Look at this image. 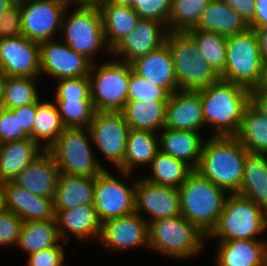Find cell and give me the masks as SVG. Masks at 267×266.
Here are the masks:
<instances>
[{"label":"cell","instance_id":"6","mask_svg":"<svg viewBox=\"0 0 267 266\" xmlns=\"http://www.w3.org/2000/svg\"><path fill=\"white\" fill-rule=\"evenodd\" d=\"M260 49L255 30L227 37L226 62L220 79L240 84L247 89L256 87L262 74Z\"/></svg>","mask_w":267,"mask_h":266},{"label":"cell","instance_id":"56","mask_svg":"<svg viewBox=\"0 0 267 266\" xmlns=\"http://www.w3.org/2000/svg\"><path fill=\"white\" fill-rule=\"evenodd\" d=\"M4 192H3V185L0 182V212L4 210Z\"/></svg>","mask_w":267,"mask_h":266},{"label":"cell","instance_id":"46","mask_svg":"<svg viewBox=\"0 0 267 266\" xmlns=\"http://www.w3.org/2000/svg\"><path fill=\"white\" fill-rule=\"evenodd\" d=\"M22 35V22L19 2L0 14V39Z\"/></svg>","mask_w":267,"mask_h":266},{"label":"cell","instance_id":"8","mask_svg":"<svg viewBox=\"0 0 267 266\" xmlns=\"http://www.w3.org/2000/svg\"><path fill=\"white\" fill-rule=\"evenodd\" d=\"M90 140L92 138L88 128L64 129L48 149L60 173L95 178L105 170L94 156L89 145Z\"/></svg>","mask_w":267,"mask_h":266},{"label":"cell","instance_id":"16","mask_svg":"<svg viewBox=\"0 0 267 266\" xmlns=\"http://www.w3.org/2000/svg\"><path fill=\"white\" fill-rule=\"evenodd\" d=\"M100 242L112 250L149 247V223L137 212L102 223Z\"/></svg>","mask_w":267,"mask_h":266},{"label":"cell","instance_id":"58","mask_svg":"<svg viewBox=\"0 0 267 266\" xmlns=\"http://www.w3.org/2000/svg\"><path fill=\"white\" fill-rule=\"evenodd\" d=\"M98 0H78V3H96Z\"/></svg>","mask_w":267,"mask_h":266},{"label":"cell","instance_id":"7","mask_svg":"<svg viewBox=\"0 0 267 266\" xmlns=\"http://www.w3.org/2000/svg\"><path fill=\"white\" fill-rule=\"evenodd\" d=\"M206 235L182 215L149 223V247L165 256L187 258L202 250Z\"/></svg>","mask_w":267,"mask_h":266},{"label":"cell","instance_id":"38","mask_svg":"<svg viewBox=\"0 0 267 266\" xmlns=\"http://www.w3.org/2000/svg\"><path fill=\"white\" fill-rule=\"evenodd\" d=\"M36 77H17L8 76L3 85V95L0 101V107L12 110L35 103L39 100L36 84Z\"/></svg>","mask_w":267,"mask_h":266},{"label":"cell","instance_id":"2","mask_svg":"<svg viewBox=\"0 0 267 266\" xmlns=\"http://www.w3.org/2000/svg\"><path fill=\"white\" fill-rule=\"evenodd\" d=\"M248 154L235 136H212L204 142L195 170L226 192L238 193Z\"/></svg>","mask_w":267,"mask_h":266},{"label":"cell","instance_id":"32","mask_svg":"<svg viewBox=\"0 0 267 266\" xmlns=\"http://www.w3.org/2000/svg\"><path fill=\"white\" fill-rule=\"evenodd\" d=\"M166 103L152 100H127L121 112L130 129L157 132L165 124Z\"/></svg>","mask_w":267,"mask_h":266},{"label":"cell","instance_id":"43","mask_svg":"<svg viewBox=\"0 0 267 266\" xmlns=\"http://www.w3.org/2000/svg\"><path fill=\"white\" fill-rule=\"evenodd\" d=\"M172 0H134L131 4L141 19H154L168 29Z\"/></svg>","mask_w":267,"mask_h":266},{"label":"cell","instance_id":"4","mask_svg":"<svg viewBox=\"0 0 267 266\" xmlns=\"http://www.w3.org/2000/svg\"><path fill=\"white\" fill-rule=\"evenodd\" d=\"M266 229L267 212L263 208L245 196L229 193L215 227L206 237H219V241L258 239Z\"/></svg>","mask_w":267,"mask_h":266},{"label":"cell","instance_id":"25","mask_svg":"<svg viewBox=\"0 0 267 266\" xmlns=\"http://www.w3.org/2000/svg\"><path fill=\"white\" fill-rule=\"evenodd\" d=\"M162 129L161 134L158 135L160 151L184 161L195 170L199 164L204 144L199 132L170 128Z\"/></svg>","mask_w":267,"mask_h":266},{"label":"cell","instance_id":"1","mask_svg":"<svg viewBox=\"0 0 267 266\" xmlns=\"http://www.w3.org/2000/svg\"><path fill=\"white\" fill-rule=\"evenodd\" d=\"M196 91L200 94L204 123L215 127L211 136H236L250 103V90L219 79Z\"/></svg>","mask_w":267,"mask_h":266},{"label":"cell","instance_id":"50","mask_svg":"<svg viewBox=\"0 0 267 266\" xmlns=\"http://www.w3.org/2000/svg\"><path fill=\"white\" fill-rule=\"evenodd\" d=\"M256 8L253 19L248 23L249 28L267 27V0H255Z\"/></svg>","mask_w":267,"mask_h":266},{"label":"cell","instance_id":"52","mask_svg":"<svg viewBox=\"0 0 267 266\" xmlns=\"http://www.w3.org/2000/svg\"><path fill=\"white\" fill-rule=\"evenodd\" d=\"M252 29L255 30L257 36L261 58L263 61H267V27Z\"/></svg>","mask_w":267,"mask_h":266},{"label":"cell","instance_id":"5","mask_svg":"<svg viewBox=\"0 0 267 266\" xmlns=\"http://www.w3.org/2000/svg\"><path fill=\"white\" fill-rule=\"evenodd\" d=\"M166 43L171 51L179 90L196 91L220 79L187 32H168Z\"/></svg>","mask_w":267,"mask_h":266},{"label":"cell","instance_id":"37","mask_svg":"<svg viewBox=\"0 0 267 266\" xmlns=\"http://www.w3.org/2000/svg\"><path fill=\"white\" fill-rule=\"evenodd\" d=\"M186 32L197 43L199 53L211 68L220 75L226 62L227 37L197 28H191Z\"/></svg>","mask_w":267,"mask_h":266},{"label":"cell","instance_id":"59","mask_svg":"<svg viewBox=\"0 0 267 266\" xmlns=\"http://www.w3.org/2000/svg\"><path fill=\"white\" fill-rule=\"evenodd\" d=\"M65 1H67L69 4H72V3L77 4L78 3V0H65Z\"/></svg>","mask_w":267,"mask_h":266},{"label":"cell","instance_id":"40","mask_svg":"<svg viewBox=\"0 0 267 266\" xmlns=\"http://www.w3.org/2000/svg\"><path fill=\"white\" fill-rule=\"evenodd\" d=\"M58 113L65 128H88L93 120L95 109L92 101H55Z\"/></svg>","mask_w":267,"mask_h":266},{"label":"cell","instance_id":"3","mask_svg":"<svg viewBox=\"0 0 267 266\" xmlns=\"http://www.w3.org/2000/svg\"><path fill=\"white\" fill-rule=\"evenodd\" d=\"M181 215L206 236L222 213L226 191L193 170L178 188Z\"/></svg>","mask_w":267,"mask_h":266},{"label":"cell","instance_id":"29","mask_svg":"<svg viewBox=\"0 0 267 266\" xmlns=\"http://www.w3.org/2000/svg\"><path fill=\"white\" fill-rule=\"evenodd\" d=\"M193 28L218 33L225 37L246 31L247 21L222 0H211Z\"/></svg>","mask_w":267,"mask_h":266},{"label":"cell","instance_id":"49","mask_svg":"<svg viewBox=\"0 0 267 266\" xmlns=\"http://www.w3.org/2000/svg\"><path fill=\"white\" fill-rule=\"evenodd\" d=\"M240 14L248 23L253 19L256 8L255 0H222Z\"/></svg>","mask_w":267,"mask_h":266},{"label":"cell","instance_id":"17","mask_svg":"<svg viewBox=\"0 0 267 266\" xmlns=\"http://www.w3.org/2000/svg\"><path fill=\"white\" fill-rule=\"evenodd\" d=\"M151 214L148 223L181 215L178 188L151 183L145 178L135 182V212Z\"/></svg>","mask_w":267,"mask_h":266},{"label":"cell","instance_id":"44","mask_svg":"<svg viewBox=\"0 0 267 266\" xmlns=\"http://www.w3.org/2000/svg\"><path fill=\"white\" fill-rule=\"evenodd\" d=\"M23 220L8 210L0 212V246L17 245Z\"/></svg>","mask_w":267,"mask_h":266},{"label":"cell","instance_id":"20","mask_svg":"<svg viewBox=\"0 0 267 266\" xmlns=\"http://www.w3.org/2000/svg\"><path fill=\"white\" fill-rule=\"evenodd\" d=\"M204 125L200 94L197 91L178 90L170 94L163 128L198 132Z\"/></svg>","mask_w":267,"mask_h":266},{"label":"cell","instance_id":"33","mask_svg":"<svg viewBox=\"0 0 267 266\" xmlns=\"http://www.w3.org/2000/svg\"><path fill=\"white\" fill-rule=\"evenodd\" d=\"M235 137L249 153L267 154V116L249 103Z\"/></svg>","mask_w":267,"mask_h":266},{"label":"cell","instance_id":"45","mask_svg":"<svg viewBox=\"0 0 267 266\" xmlns=\"http://www.w3.org/2000/svg\"><path fill=\"white\" fill-rule=\"evenodd\" d=\"M25 138L29 136L19 127L18 115L13 110L0 107V144Z\"/></svg>","mask_w":267,"mask_h":266},{"label":"cell","instance_id":"34","mask_svg":"<svg viewBox=\"0 0 267 266\" xmlns=\"http://www.w3.org/2000/svg\"><path fill=\"white\" fill-rule=\"evenodd\" d=\"M61 242L56 220L23 222L18 247L31 255Z\"/></svg>","mask_w":267,"mask_h":266},{"label":"cell","instance_id":"53","mask_svg":"<svg viewBox=\"0 0 267 266\" xmlns=\"http://www.w3.org/2000/svg\"><path fill=\"white\" fill-rule=\"evenodd\" d=\"M252 89H267V61H263L260 81L258 85Z\"/></svg>","mask_w":267,"mask_h":266},{"label":"cell","instance_id":"22","mask_svg":"<svg viewBox=\"0 0 267 266\" xmlns=\"http://www.w3.org/2000/svg\"><path fill=\"white\" fill-rule=\"evenodd\" d=\"M131 66L140 77L165 88L170 94L179 90L171 51L166 42L157 50L134 60Z\"/></svg>","mask_w":267,"mask_h":266},{"label":"cell","instance_id":"28","mask_svg":"<svg viewBox=\"0 0 267 266\" xmlns=\"http://www.w3.org/2000/svg\"><path fill=\"white\" fill-rule=\"evenodd\" d=\"M95 178L59 173L53 197L55 210H67L81 205H93Z\"/></svg>","mask_w":267,"mask_h":266},{"label":"cell","instance_id":"55","mask_svg":"<svg viewBox=\"0 0 267 266\" xmlns=\"http://www.w3.org/2000/svg\"><path fill=\"white\" fill-rule=\"evenodd\" d=\"M5 78H6V75L0 69V101L3 95V85H4Z\"/></svg>","mask_w":267,"mask_h":266},{"label":"cell","instance_id":"23","mask_svg":"<svg viewBox=\"0 0 267 266\" xmlns=\"http://www.w3.org/2000/svg\"><path fill=\"white\" fill-rule=\"evenodd\" d=\"M55 220L61 240L65 244L70 239L66 234L72 233L77 239L100 238L102 222L94 205H81L67 210H55Z\"/></svg>","mask_w":267,"mask_h":266},{"label":"cell","instance_id":"54","mask_svg":"<svg viewBox=\"0 0 267 266\" xmlns=\"http://www.w3.org/2000/svg\"><path fill=\"white\" fill-rule=\"evenodd\" d=\"M15 2V0H0V14L10 8Z\"/></svg>","mask_w":267,"mask_h":266},{"label":"cell","instance_id":"26","mask_svg":"<svg viewBox=\"0 0 267 266\" xmlns=\"http://www.w3.org/2000/svg\"><path fill=\"white\" fill-rule=\"evenodd\" d=\"M218 266H262L267 261V243L260 239L220 241Z\"/></svg>","mask_w":267,"mask_h":266},{"label":"cell","instance_id":"36","mask_svg":"<svg viewBox=\"0 0 267 266\" xmlns=\"http://www.w3.org/2000/svg\"><path fill=\"white\" fill-rule=\"evenodd\" d=\"M65 127L61 121L57 107L53 101L38 100V108L33 124V141L48 150L58 139Z\"/></svg>","mask_w":267,"mask_h":266},{"label":"cell","instance_id":"42","mask_svg":"<svg viewBox=\"0 0 267 266\" xmlns=\"http://www.w3.org/2000/svg\"><path fill=\"white\" fill-rule=\"evenodd\" d=\"M55 96V101H92L89 76L60 79Z\"/></svg>","mask_w":267,"mask_h":266},{"label":"cell","instance_id":"19","mask_svg":"<svg viewBox=\"0 0 267 266\" xmlns=\"http://www.w3.org/2000/svg\"><path fill=\"white\" fill-rule=\"evenodd\" d=\"M4 208L21 218L24 222L55 219L53 198L33 195L13 181L2 182Z\"/></svg>","mask_w":267,"mask_h":266},{"label":"cell","instance_id":"39","mask_svg":"<svg viewBox=\"0 0 267 266\" xmlns=\"http://www.w3.org/2000/svg\"><path fill=\"white\" fill-rule=\"evenodd\" d=\"M211 0H172L169 32H186L195 27Z\"/></svg>","mask_w":267,"mask_h":266},{"label":"cell","instance_id":"13","mask_svg":"<svg viewBox=\"0 0 267 266\" xmlns=\"http://www.w3.org/2000/svg\"><path fill=\"white\" fill-rule=\"evenodd\" d=\"M93 205L102 223L134 213L135 185L132 188L125 185L124 181L112 176V173L105 169L95 177Z\"/></svg>","mask_w":267,"mask_h":266},{"label":"cell","instance_id":"12","mask_svg":"<svg viewBox=\"0 0 267 266\" xmlns=\"http://www.w3.org/2000/svg\"><path fill=\"white\" fill-rule=\"evenodd\" d=\"M88 129L93 144L119 169L125 158L130 130L124 114L121 111H96Z\"/></svg>","mask_w":267,"mask_h":266},{"label":"cell","instance_id":"9","mask_svg":"<svg viewBox=\"0 0 267 266\" xmlns=\"http://www.w3.org/2000/svg\"><path fill=\"white\" fill-rule=\"evenodd\" d=\"M76 6L68 18L65 15L68 9H65L61 32L65 44L92 62L97 51L108 49L101 11L96 3H77Z\"/></svg>","mask_w":267,"mask_h":266},{"label":"cell","instance_id":"15","mask_svg":"<svg viewBox=\"0 0 267 266\" xmlns=\"http://www.w3.org/2000/svg\"><path fill=\"white\" fill-rule=\"evenodd\" d=\"M0 69L8 76H40V43L21 35L0 39Z\"/></svg>","mask_w":267,"mask_h":266},{"label":"cell","instance_id":"31","mask_svg":"<svg viewBox=\"0 0 267 266\" xmlns=\"http://www.w3.org/2000/svg\"><path fill=\"white\" fill-rule=\"evenodd\" d=\"M238 194L267 212V154L247 155Z\"/></svg>","mask_w":267,"mask_h":266},{"label":"cell","instance_id":"27","mask_svg":"<svg viewBox=\"0 0 267 266\" xmlns=\"http://www.w3.org/2000/svg\"><path fill=\"white\" fill-rule=\"evenodd\" d=\"M44 149L30 137L0 144V182L13 181Z\"/></svg>","mask_w":267,"mask_h":266},{"label":"cell","instance_id":"57","mask_svg":"<svg viewBox=\"0 0 267 266\" xmlns=\"http://www.w3.org/2000/svg\"><path fill=\"white\" fill-rule=\"evenodd\" d=\"M117 4H123V5H131L134 0H109Z\"/></svg>","mask_w":267,"mask_h":266},{"label":"cell","instance_id":"30","mask_svg":"<svg viewBox=\"0 0 267 266\" xmlns=\"http://www.w3.org/2000/svg\"><path fill=\"white\" fill-rule=\"evenodd\" d=\"M157 133L149 130L130 129L127 136L126 152L123 165L119 168L121 175H131L137 165L150 166L160 151Z\"/></svg>","mask_w":267,"mask_h":266},{"label":"cell","instance_id":"21","mask_svg":"<svg viewBox=\"0 0 267 266\" xmlns=\"http://www.w3.org/2000/svg\"><path fill=\"white\" fill-rule=\"evenodd\" d=\"M59 173L53 156L48 150H44L13 179V182L33 195L53 198Z\"/></svg>","mask_w":267,"mask_h":266},{"label":"cell","instance_id":"48","mask_svg":"<svg viewBox=\"0 0 267 266\" xmlns=\"http://www.w3.org/2000/svg\"><path fill=\"white\" fill-rule=\"evenodd\" d=\"M38 101L12 109L18 115L19 127L33 140V124L37 113Z\"/></svg>","mask_w":267,"mask_h":266},{"label":"cell","instance_id":"24","mask_svg":"<svg viewBox=\"0 0 267 266\" xmlns=\"http://www.w3.org/2000/svg\"><path fill=\"white\" fill-rule=\"evenodd\" d=\"M103 21L104 37L111 52L136 27L140 17L131 5L98 0Z\"/></svg>","mask_w":267,"mask_h":266},{"label":"cell","instance_id":"51","mask_svg":"<svg viewBox=\"0 0 267 266\" xmlns=\"http://www.w3.org/2000/svg\"><path fill=\"white\" fill-rule=\"evenodd\" d=\"M250 103L267 116V89H250Z\"/></svg>","mask_w":267,"mask_h":266},{"label":"cell","instance_id":"10","mask_svg":"<svg viewBox=\"0 0 267 266\" xmlns=\"http://www.w3.org/2000/svg\"><path fill=\"white\" fill-rule=\"evenodd\" d=\"M94 67L92 63L88 76L95 111H122L128 100L130 64L113 60Z\"/></svg>","mask_w":267,"mask_h":266},{"label":"cell","instance_id":"14","mask_svg":"<svg viewBox=\"0 0 267 266\" xmlns=\"http://www.w3.org/2000/svg\"><path fill=\"white\" fill-rule=\"evenodd\" d=\"M91 62L67 44L52 40L40 42V74H48L57 80L88 76Z\"/></svg>","mask_w":267,"mask_h":266},{"label":"cell","instance_id":"35","mask_svg":"<svg viewBox=\"0 0 267 266\" xmlns=\"http://www.w3.org/2000/svg\"><path fill=\"white\" fill-rule=\"evenodd\" d=\"M152 175L145 177L151 183L161 186L179 188L193 169L184 161L173 158L161 151L157 153L150 164Z\"/></svg>","mask_w":267,"mask_h":266},{"label":"cell","instance_id":"41","mask_svg":"<svg viewBox=\"0 0 267 266\" xmlns=\"http://www.w3.org/2000/svg\"><path fill=\"white\" fill-rule=\"evenodd\" d=\"M170 93L136 74L130 64L128 100H152L168 102Z\"/></svg>","mask_w":267,"mask_h":266},{"label":"cell","instance_id":"11","mask_svg":"<svg viewBox=\"0 0 267 266\" xmlns=\"http://www.w3.org/2000/svg\"><path fill=\"white\" fill-rule=\"evenodd\" d=\"M68 6L65 0H20L22 35L39 43L54 39Z\"/></svg>","mask_w":267,"mask_h":266},{"label":"cell","instance_id":"47","mask_svg":"<svg viewBox=\"0 0 267 266\" xmlns=\"http://www.w3.org/2000/svg\"><path fill=\"white\" fill-rule=\"evenodd\" d=\"M63 246L60 244L32 253L28 259V266H65Z\"/></svg>","mask_w":267,"mask_h":266},{"label":"cell","instance_id":"18","mask_svg":"<svg viewBox=\"0 0 267 266\" xmlns=\"http://www.w3.org/2000/svg\"><path fill=\"white\" fill-rule=\"evenodd\" d=\"M163 30H161V27ZM167 27L154 19H139L136 27L111 53L123 56V62L131 64L137 58L157 50L166 42Z\"/></svg>","mask_w":267,"mask_h":266}]
</instances>
